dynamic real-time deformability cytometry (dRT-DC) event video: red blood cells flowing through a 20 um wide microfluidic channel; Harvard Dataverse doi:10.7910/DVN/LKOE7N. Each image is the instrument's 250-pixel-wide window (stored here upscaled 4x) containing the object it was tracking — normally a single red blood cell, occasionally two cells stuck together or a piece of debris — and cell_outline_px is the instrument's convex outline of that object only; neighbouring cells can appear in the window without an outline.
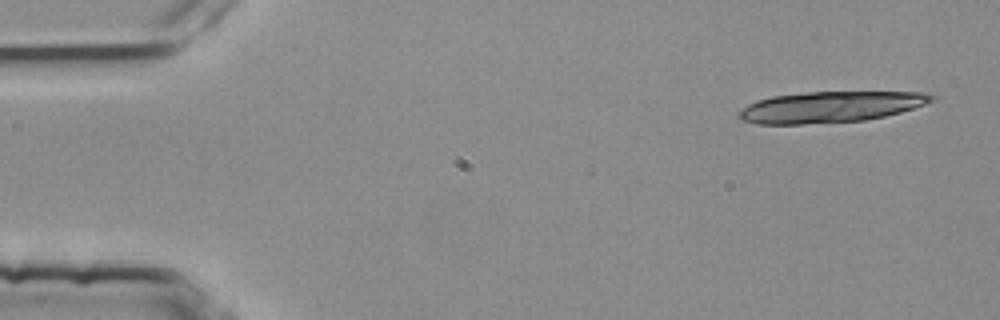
{"species": "common noctule bat (a hibernating species)", "species_latin": "Nyctalus noctula", "temperature_condition": "room temperature", "stored_images_in_passage": 4, "camera_frame_rate_fps": 3000, "um_per_image_px": 0.085, "animal": {"sex": "female", "body_mass_g": 25.1}, "frame": {"image": 1, "passage_image": 1, "time_ms": 0.0, "image_size_px": [1000, 320], "cell_outline_px": [[936, 96], [932, 100], [924, 104], [900, 112], [884, 116], [864, 120], [804, 124], [756, 124], [740, 120], [736, 116], [748, 104], [756, 100], [772, 96], [808, 92], [920, 92]], "centroid_in_image_um": [70.52, 9.09], "position_along_channel_um": 14.5, "area_um2": 34.56}}
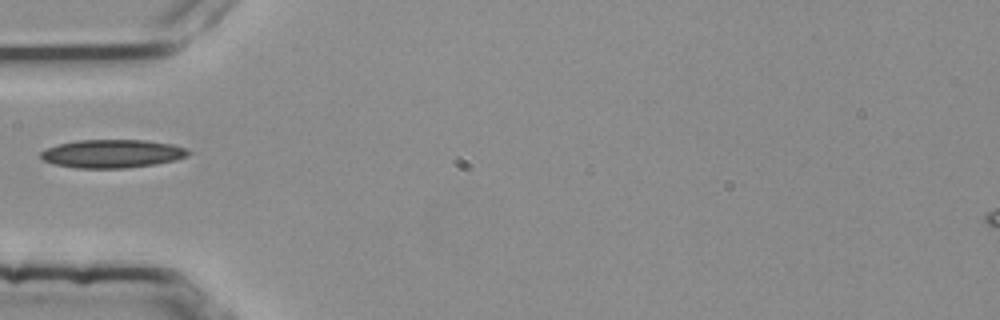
{"frame": {"image": 2, "passage_image": 4, "time_ms": 1.0, "image_size_px": [1000, 320], "cell_outline_px": [[192, 152], [188, 156], [176, 160], [156, 164], [124, 168], [76, 168], [56, 164], [44, 160], [40, 156], [40, 152], [44, 148], [56, 144], [76, 140], [144, 140], [172, 144], [188, 148]], "centroid_in_image_um": [9.56, 13.05], "position_along_channel_um": 75.4, "area_um2": 24.57}}